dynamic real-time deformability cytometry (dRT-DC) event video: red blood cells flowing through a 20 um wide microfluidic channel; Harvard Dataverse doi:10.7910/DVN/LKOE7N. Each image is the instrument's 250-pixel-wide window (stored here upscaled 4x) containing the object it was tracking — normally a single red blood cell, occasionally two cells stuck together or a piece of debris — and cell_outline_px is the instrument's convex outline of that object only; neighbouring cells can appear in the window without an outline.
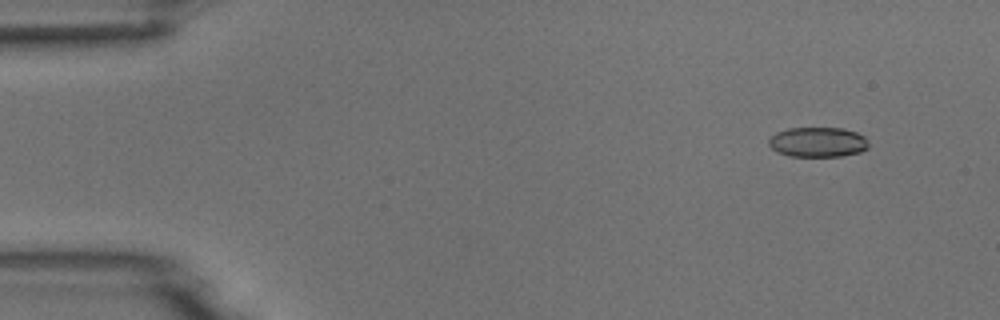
{"species": "common noctule bat (a hibernating species)", "species_latin": "Nyctalus noctula", "temperature_condition": "room temperature", "stored_images_in_passage": 5, "camera_frame_rate_fps": 3000, "um_per_image_px": 0.085, "animal": {"sex": "male", "body_mass_g": 18.8}, "frame": {"image": 1, "passage_image": 1, "time_ms": 0.0, "image_size_px": [1000, 320], "cell_outline_px": [[868, 148], [860, 152], [840, 156], [788, 156], [776, 152], [768, 144], [768, 140], [776, 132], [788, 128], [844, 128], [856, 132], [864, 136], [868, 144]], "centroid_in_image_um": [69.49, 12.08], "position_along_channel_um": 15.5, "area_um2": 17.46}}
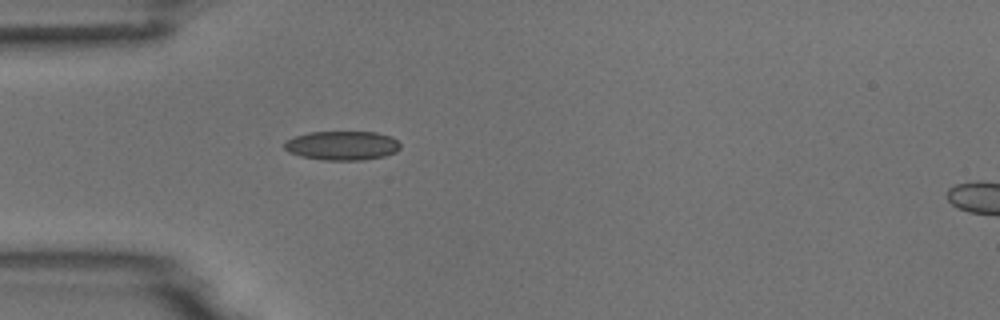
{"frame": {"image": 2, "passage_image": 4, "time_ms": 3.667, "image_size_px": [1000, 320], "cell_outline_px": [[400, 148], [396, 152], [384, 156], [360, 160], [324, 160], [300, 156], [288, 152], [284, 148], [284, 144], [288, 140], [296, 136], [308, 132], [376, 132], [392, 136], [400, 144]], "centroid_in_image_um": [29.09, 12.37], "position_along_channel_um": 55.9, "area_um2": 19.65}}